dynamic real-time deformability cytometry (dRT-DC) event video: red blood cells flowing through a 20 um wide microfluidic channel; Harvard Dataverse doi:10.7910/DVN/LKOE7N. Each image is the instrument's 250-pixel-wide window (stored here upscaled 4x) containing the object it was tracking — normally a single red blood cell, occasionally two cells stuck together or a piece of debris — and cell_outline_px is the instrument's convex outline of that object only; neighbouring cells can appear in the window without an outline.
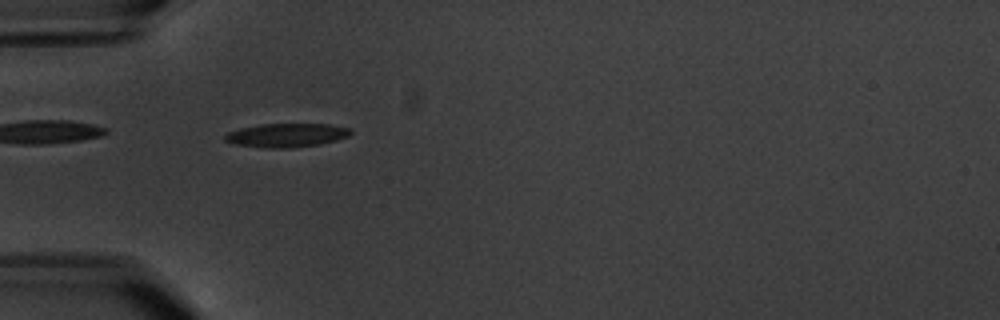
{"species": "common noctule bat (a hibernating species)", "species_latin": "Nyctalus noctula", "temperature_condition": "warm", "stored_images_in_passage": 7, "camera_frame_rate_fps": 3000, "um_per_image_px": 0.085, "animal": {"sex": "male", "body_mass_g": 20.1, "forearm_length_mm": 53.5}, "frame": {"image": 1, "passage_image": 6, "time_ms": 6.0, "image_size_px": [1000, 320], "cell_outline_px": [[352, 132], [348, 136], [336, 140], [320, 144], [292, 148], [264, 148], [232, 144], [224, 140], [224, 136], [228, 132], [240, 128], [260, 124], [328, 124], [348, 128]], "centroid_in_image_um": [24.31, 11.5], "position_along_channel_um": 60.7, "area_um2": 17.46}}